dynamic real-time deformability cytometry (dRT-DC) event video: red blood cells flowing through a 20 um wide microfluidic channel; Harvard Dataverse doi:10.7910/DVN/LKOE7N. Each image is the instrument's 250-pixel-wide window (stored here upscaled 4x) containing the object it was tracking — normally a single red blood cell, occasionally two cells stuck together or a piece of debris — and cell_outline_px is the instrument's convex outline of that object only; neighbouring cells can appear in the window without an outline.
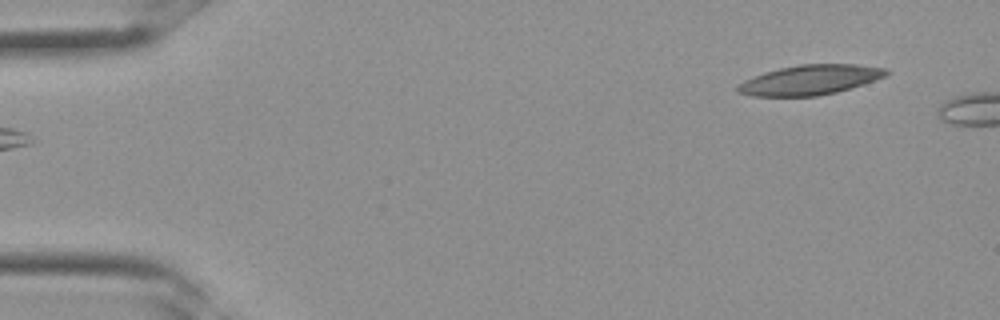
{"species": "Egyptian fruit bat (a non-hibernating species)", "species_latin": "Rousettus aegyptiacus", "temperature_condition": "room temperature", "stored_images_in_passage": 4, "camera_frame_rate_fps": 3000, "um_per_image_px": 0.085, "frame": {"image": 1, "passage_image": 1, "time_ms": 0.0, "image_size_px": [1000, 320], "cell_outline_px": [[888, 76], [876, 80], [836, 92], [816, 96], [752, 96], [736, 92], [736, 84], [744, 80], [764, 72], [780, 68], [800, 64], [856, 64], [884, 68], [888, 72]], "centroid_in_image_um": [68.82, 6.79], "position_along_channel_um": 16.2, "area_um2": 25.84}}